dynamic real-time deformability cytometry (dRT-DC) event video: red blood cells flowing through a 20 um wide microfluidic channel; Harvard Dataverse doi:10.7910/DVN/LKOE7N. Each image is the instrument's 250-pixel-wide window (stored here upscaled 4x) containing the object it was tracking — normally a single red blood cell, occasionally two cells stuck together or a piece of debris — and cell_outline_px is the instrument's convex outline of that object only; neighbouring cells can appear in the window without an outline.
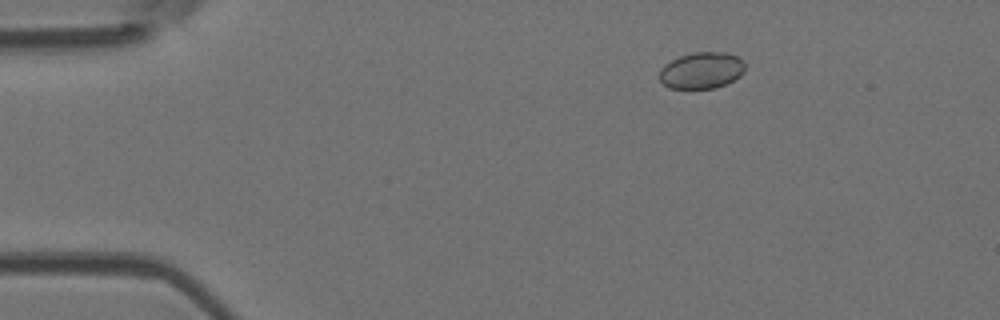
{"species": "Egyptian fruit bat (a non-hibernating species)", "species_latin": "Rousettus aegyptiacus", "temperature_condition": "room temperature", "stored_images_in_passage": 6, "camera_frame_rate_fps": 3000, "um_per_image_px": 0.085, "animal": {"sex": "female"}, "frame": {"image": 1, "passage_image": 3, "time_ms": 2.333, "image_size_px": [1000, 320], "cell_outline_px": [[744, 72], [740, 76], [716, 88], [668, 88], [660, 80], [660, 68], [664, 64], [680, 56], [696, 52], [728, 52], [744, 60]], "centroid_in_image_um": [59.64, 5.98], "position_along_channel_um": 25.4, "area_um2": 18.15}}
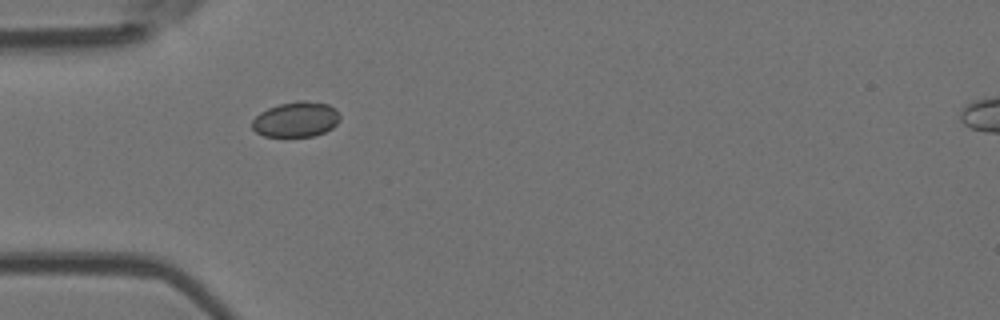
{"frame": {"image": 2, "passage_image": 5, "time_ms": 5.0, "image_size_px": [1000, 320], "cell_outline_px": [[340, 120], [332, 128], [324, 132], [312, 136], [264, 136], [256, 132], [252, 128], [252, 120], [260, 112], [268, 108], [280, 104], [300, 100], [304, 100], [328, 104], [336, 108], [340, 116]], "centroid_in_image_um": [25.17, 10.14], "position_along_channel_um": 59.8, "area_um2": 18.03}}
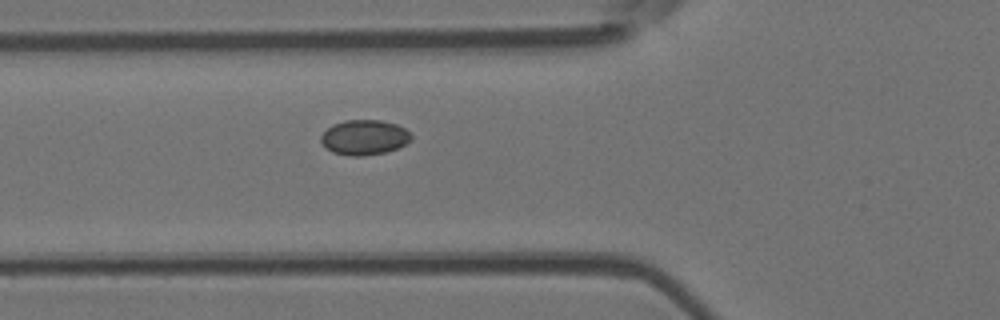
{"frame": {"image": 3, "passage_image": 6, "time_ms": 6.0, "image_size_px": [1000, 320], "cell_outline_px": [[412, 140], [396, 148], [384, 152], [364, 156], [352, 156], [332, 152], [324, 148], [320, 140], [320, 136], [332, 124], [344, 120], [380, 120], [396, 124], [404, 128], [412, 136]], "centroid_in_image_um": [30.93, 11.67], "position_along_channel_um": 94.9, "area_um2": 18.44}}